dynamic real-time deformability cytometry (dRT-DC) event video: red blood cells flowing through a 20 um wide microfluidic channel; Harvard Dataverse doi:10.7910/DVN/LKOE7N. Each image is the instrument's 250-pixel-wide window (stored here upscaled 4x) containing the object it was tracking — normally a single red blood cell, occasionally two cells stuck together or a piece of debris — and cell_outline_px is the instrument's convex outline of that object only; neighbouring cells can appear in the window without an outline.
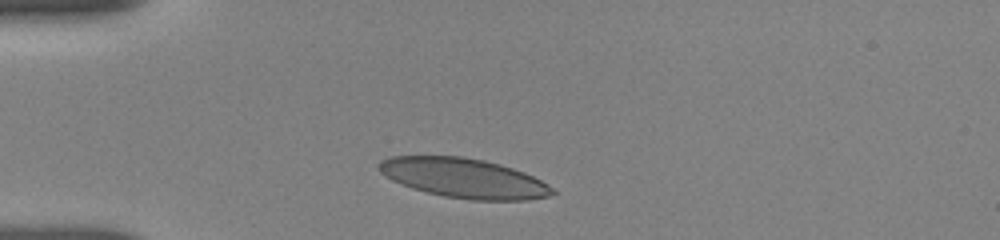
{"species": "human", "species_latin": "Homo sapiens", "temperature_condition": "room temperature", "stored_images_in_passage": 4, "camera_frame_rate_fps": 3000, "um_per_image_px": 0.085, "donor": {"sex": "female"}, "frame": {"image": 1, "passage_image": 1, "time_ms": 0.0, "image_size_px": [1000, 240], "cell_outline_px": [[556, 192], [548, 196], [528, 200], [472, 200], [444, 196], [412, 188], [392, 180], [384, 176], [376, 168], [376, 164], [380, 160], [392, 156], [460, 156], [484, 160], [500, 164], [524, 172], [548, 184]], "centroid_in_image_um": [39.39, 15.13], "position_along_channel_um": 45.6, "area_um2": 40.0}}
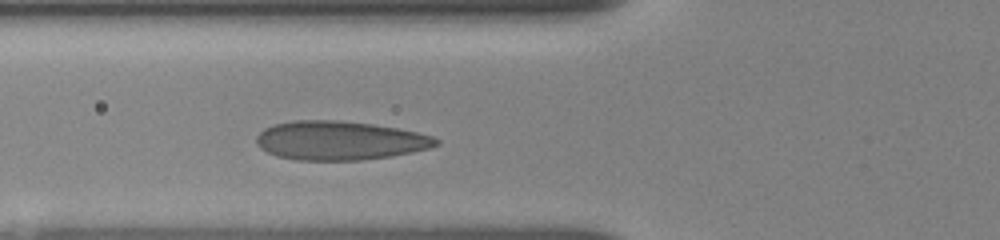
{"frame": {"image": 2, "passage_image": 4, "time_ms": 2.0, "image_size_px": [1000, 240], "cell_outline_px": [[440, 144], [428, 148], [412, 152], [388, 156], [360, 160], [296, 160], [276, 156], [260, 148], [256, 144], [256, 136], [264, 128], [272, 124], [296, 120], [340, 120], [372, 124], [396, 128], [416, 132], [432, 136], [440, 140]], "centroid_in_image_um": [28.83, 11.94], "position_along_channel_um": 97.0, "area_um2": 40.75}}